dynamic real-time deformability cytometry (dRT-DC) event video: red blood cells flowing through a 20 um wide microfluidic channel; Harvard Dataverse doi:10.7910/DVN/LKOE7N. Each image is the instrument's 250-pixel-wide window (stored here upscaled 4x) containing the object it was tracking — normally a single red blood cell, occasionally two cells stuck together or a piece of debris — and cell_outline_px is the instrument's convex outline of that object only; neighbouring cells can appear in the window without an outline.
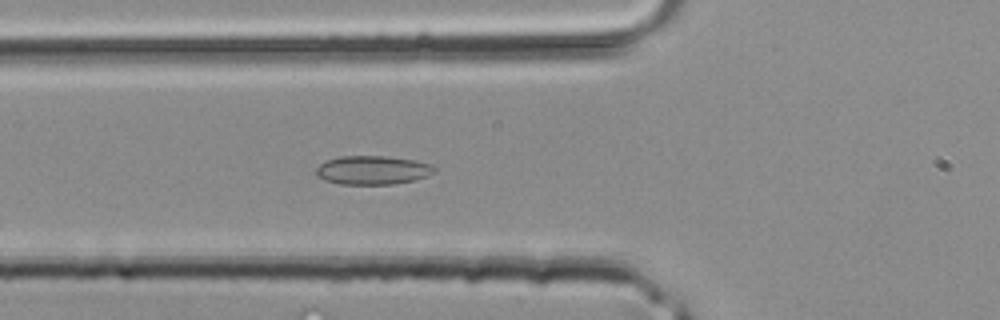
{"species": "common noctule bat (a hibernating species)", "species_latin": "Nyctalus noctula", "temperature_condition": "room temperature", "stored_images_in_passage": 38, "camera_frame_rate_fps": 3000, "um_per_image_px": 0.085, "animal": {"sex": "male", "body_mass_g": 20.4}, "frame": {"image": 1, "passage_image": 12, "time_ms": 3.667, "image_size_px": [1000, 320], "cell_outline_px": [[436, 172], [428, 176], [412, 180], [392, 184], [340, 184], [324, 180], [316, 176], [316, 168], [320, 164], [328, 160], [340, 156], [388, 156], [416, 160], [432, 164], [436, 168]], "centroid_in_image_um": [31.69, 14.45], "position_along_channel_um": 94.1, "area_um2": 19.94}}
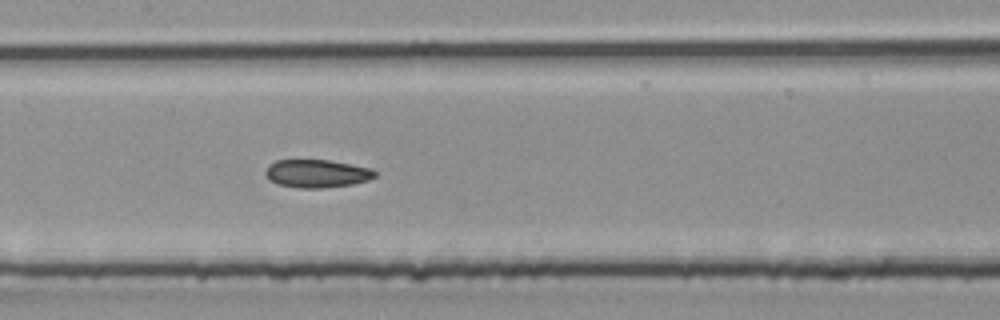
{"frame": {"image": 2, "passage_image": 17, "time_ms": 5.333, "image_size_px": [1000, 320], "cell_outline_px": [[376, 176], [368, 180], [352, 184], [320, 188], [300, 188], [280, 184], [272, 180], [264, 172], [268, 164], [276, 160], [328, 160], [372, 168], [376, 172]], "centroid_in_image_um": [26.95, 14.74], "position_along_channel_um": 180.4, "area_um2": 17.69}}
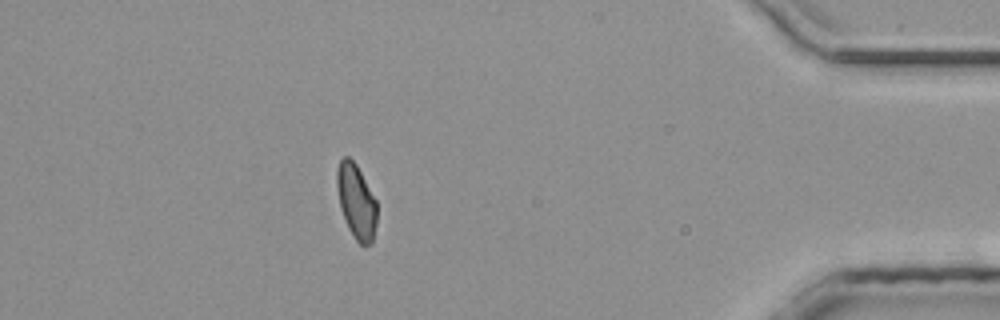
{"frame": {"image": 3, "passage_image": 33, "time_ms": 10.667, "image_size_px": [1000, 320], "cell_outline_px": [[376, 224], [372, 244], [360, 244], [356, 240], [348, 228], [340, 208], [336, 184], [336, 172], [340, 160], [344, 156], [348, 156], [356, 164], [376, 200]], "centroid_in_image_um": [30.27, 17.12], "position_along_channel_um": 404.9, "area_um2": 17.28}}